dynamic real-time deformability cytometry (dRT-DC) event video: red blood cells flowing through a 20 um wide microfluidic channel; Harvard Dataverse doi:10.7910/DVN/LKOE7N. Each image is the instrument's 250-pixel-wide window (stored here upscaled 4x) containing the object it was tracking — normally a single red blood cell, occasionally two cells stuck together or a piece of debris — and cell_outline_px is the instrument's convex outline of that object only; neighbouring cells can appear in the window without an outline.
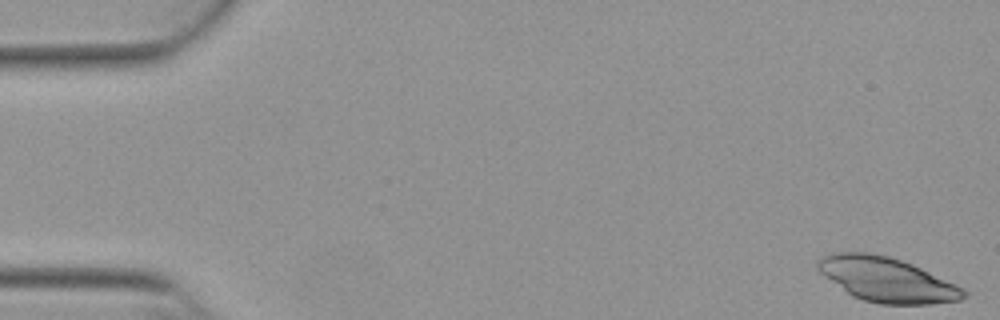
{"species": "Egyptian fruit bat (a non-hibernating species)", "species_latin": "Rousettus aegyptiacus", "temperature_condition": "warm", "stored_images_in_passage": 53, "camera_frame_rate_fps": 3000, "um_per_image_px": 0.085, "animal": {"sex": "female"}, "frame": {"image": 1, "passage_image": 1, "time_ms": 0.0, "image_size_px": [1000, 320], "cell_outline_px": [[968, 296], [960, 300], [932, 304], [880, 304], [864, 300], [852, 296], [824, 276], [816, 268], [816, 260], [820, 256], [836, 252], [868, 252], [888, 256], [912, 264], [956, 284], [964, 288], [968, 292]], "centroid_in_image_um": [75.37, 23.76], "position_along_channel_um": 9.6, "area_um2": 37.97}}